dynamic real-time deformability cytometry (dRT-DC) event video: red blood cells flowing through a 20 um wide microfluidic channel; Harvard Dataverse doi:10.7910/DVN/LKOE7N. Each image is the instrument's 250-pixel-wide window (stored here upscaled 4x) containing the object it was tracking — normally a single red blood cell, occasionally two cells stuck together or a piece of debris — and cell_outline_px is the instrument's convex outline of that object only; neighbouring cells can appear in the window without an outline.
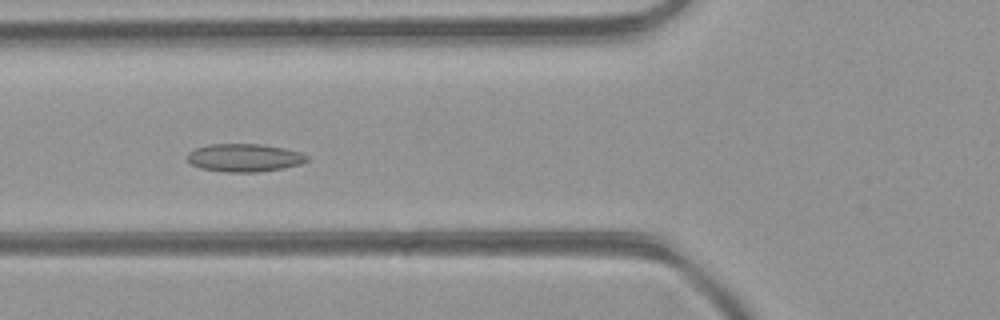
{"species": "common noctule bat (a hibernating species)", "species_latin": "Nyctalus noctula", "temperature_condition": "room temperature", "stored_images_in_passage": 40, "camera_frame_rate_fps": 3000, "um_per_image_px": 0.085, "animal": {"sex": "female", "body_mass_g": 21.9}, "frame": {"image": 1, "passage_image": 17, "time_ms": 5.333, "image_size_px": [1000, 320], "cell_outline_px": [[308, 160], [300, 164], [284, 168], [256, 172], [224, 172], [200, 168], [192, 164], [188, 160], [188, 152], [196, 148], [208, 144], [260, 144], [284, 148], [300, 152], [308, 156]], "centroid_in_image_um": [20.77, 13.41], "position_along_channel_um": 105.0, "area_um2": 19.48}}
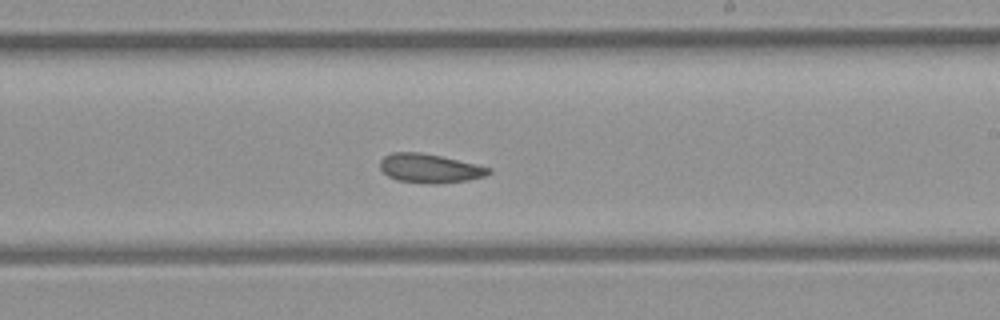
{"frame": {"image": 2, "passage_image": 27, "time_ms": 8.667, "image_size_px": [1000, 320], "cell_outline_px": [[492, 172], [484, 176], [468, 180], [436, 184], [428, 184], [396, 180], [388, 176], [380, 168], [380, 160], [384, 156], [392, 152], [420, 152], [440, 156], [476, 164], [492, 168]], "centroid_in_image_um": [36.52, 14.31], "position_along_channel_um": 252.5, "area_um2": 18.38}}
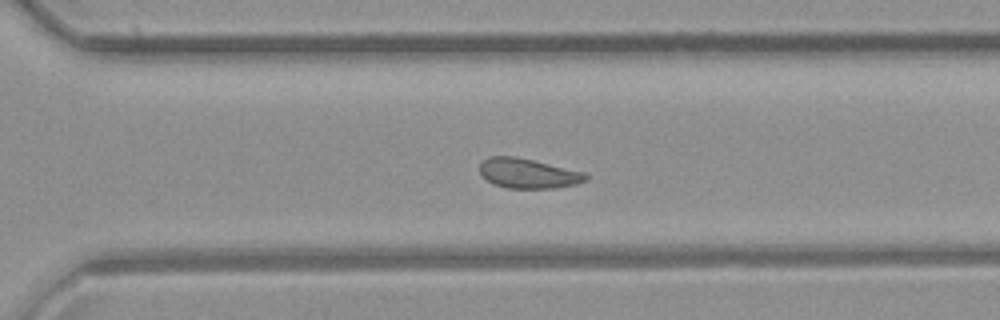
{"frame": {"image": 3, "passage_image": 32, "time_ms": 10.333, "image_size_px": [1000, 320], "cell_outline_px": [[588, 180], [576, 184], [556, 188], [508, 188], [492, 184], [480, 172], [480, 164], [488, 156], [516, 156], [584, 172], [588, 176]], "centroid_in_image_um": [44.89, 14.74], "position_along_channel_um": 325.7, "area_um2": 18.38}, "authors_computed_cell_mechanics": {"area_um2": 19.2763, "velocity_mm_per_s": 4.4214, "shape_relaxation_time_tau1_ms": null, "shape_relaxation_time_tau2_ms": 3.0572, "deformation_change_tau1": null, "deformation_change_tau2": 0.0915}}